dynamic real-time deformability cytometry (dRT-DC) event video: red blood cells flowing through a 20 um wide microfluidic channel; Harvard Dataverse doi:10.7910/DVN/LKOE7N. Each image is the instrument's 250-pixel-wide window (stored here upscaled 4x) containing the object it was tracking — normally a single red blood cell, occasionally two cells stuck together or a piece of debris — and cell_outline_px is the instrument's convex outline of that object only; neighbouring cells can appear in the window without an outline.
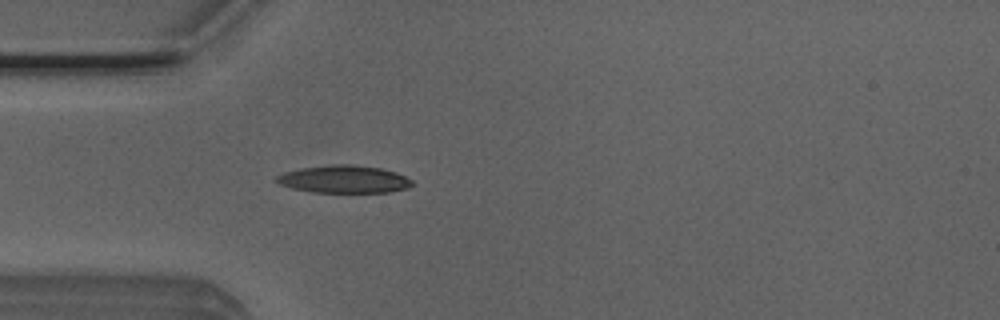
{"species": "Egyptian fruit bat (a non-hibernating species)", "species_latin": "Rousettus aegyptiacus", "temperature_condition": "room temperature", "stored_images_in_passage": 1, "camera_frame_rate_fps": 3000, "um_per_image_px": 0.085, "animal": {"sex": "male"}, "frame": {"image": 1, "passage_image": 1, "time_ms": 0.0, "image_size_px": [1000, 320], "cell_outline_px": [[412, 184], [408, 188], [388, 192], [312, 192], [292, 188], [280, 184], [272, 180], [276, 176], [284, 172], [300, 168], [332, 164], [352, 164], [380, 168], [396, 172], [412, 180]], "centroid_in_image_um": [29.2, 15.23], "position_along_channel_um": 55.8, "area_um2": 21.85}}